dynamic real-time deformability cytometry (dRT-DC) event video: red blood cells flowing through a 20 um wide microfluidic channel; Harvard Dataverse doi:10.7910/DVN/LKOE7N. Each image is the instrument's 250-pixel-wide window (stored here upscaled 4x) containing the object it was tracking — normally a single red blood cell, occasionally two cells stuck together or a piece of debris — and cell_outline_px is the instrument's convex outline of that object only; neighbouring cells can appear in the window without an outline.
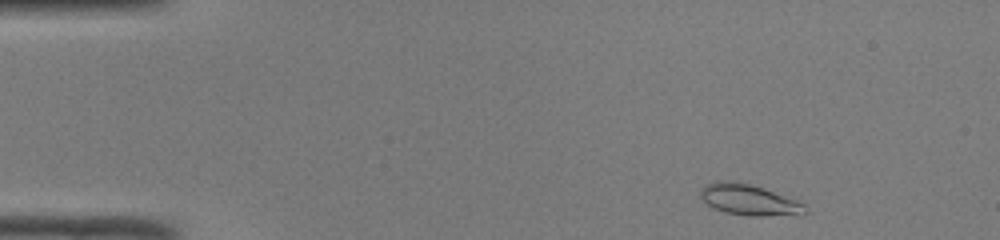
{"species": "common noctule bat (a hibernating species)", "species_latin": "Nyctalus noctula", "temperature_condition": "room temperature", "stored_images_in_passage": 45, "camera_frame_rate_fps": 3000, "um_per_image_px": 0.085, "animal": {"sex": "male", "body_mass_g": 19.0, "forearm_length_mm": 50.8}, "frame": {"image": 1, "passage_image": 1, "time_ms": 0.0, "image_size_px": [1000, 240], "cell_outline_px": [[808, 212], [800, 216], [748, 216], [728, 212], [712, 208], [700, 196], [700, 188], [716, 180], [720, 180], [748, 184], [796, 200], [804, 204], [808, 208]], "centroid_in_image_um": [63.71, 17.02], "position_along_channel_um": 21.3, "area_um2": 18.73}}
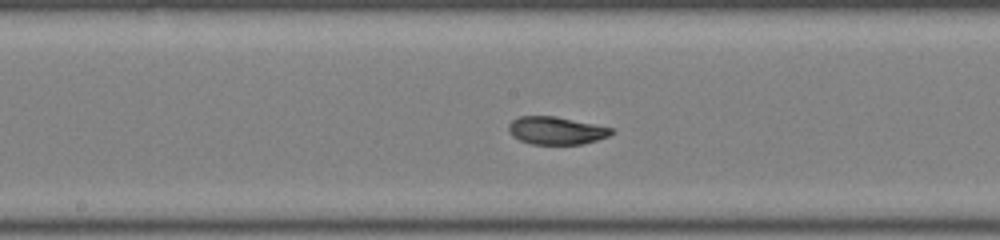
{"frame": {"image": 2, "passage_image": 21, "time_ms": 6.667, "image_size_px": [1000, 240], "cell_outline_px": [[616, 132], [608, 136], [596, 140], [580, 144], [532, 144], [520, 140], [512, 136], [508, 132], [508, 124], [512, 120], [520, 116], [556, 116], [612, 128]], "centroid_in_image_um": [47.25, 11.09], "position_along_channel_um": 201.0, "area_um2": 16.59}}
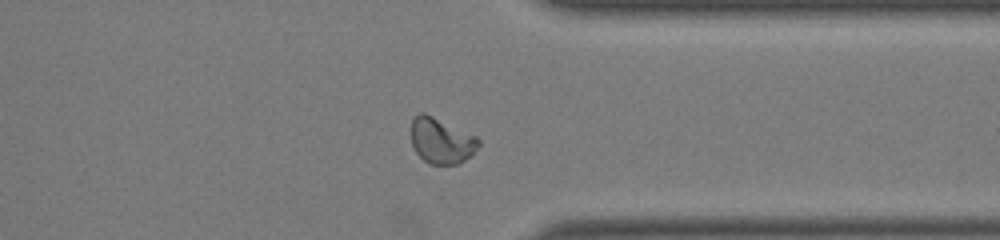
{"frame": {"image": 3, "passage_image": 34, "time_ms": 11.0, "image_size_px": [1000, 240], "cell_outline_px": [[480, 144], [472, 156], [456, 164], [432, 164], [424, 160], [416, 152], [412, 144], [412, 120], [420, 112], [424, 112], [476, 136], [480, 140]], "centroid_in_image_um": [37.53, 11.97], "position_along_channel_um": 373.9, "area_um2": 17.74}, "authors_computed_cell_mechanics": {"area_um2": 17.5712, "velocity_mm_per_s": 4.0407, "shape_relaxation_time_tau1_ms": 5.5842, "shape_relaxation_time_tau2_ms": 1.1484, "deformation_change_tau1": 0.1607, "deformation_change_tau2": 0.0521}}